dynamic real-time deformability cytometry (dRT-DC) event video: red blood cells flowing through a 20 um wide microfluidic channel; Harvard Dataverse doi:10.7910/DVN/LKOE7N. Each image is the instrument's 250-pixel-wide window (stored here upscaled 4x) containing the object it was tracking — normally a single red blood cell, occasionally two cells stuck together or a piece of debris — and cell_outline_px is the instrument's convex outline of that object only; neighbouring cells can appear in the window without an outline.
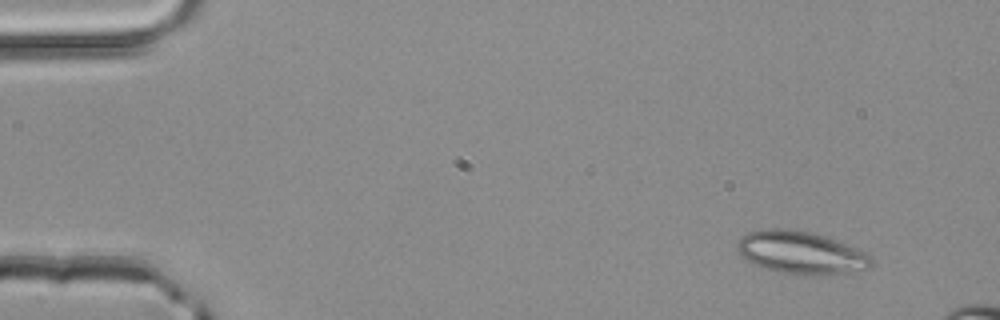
{"species": "common noctule bat (a hibernating species)", "species_latin": "Nyctalus noctula", "temperature_condition": "room temperature", "stored_images_in_passage": 3, "camera_frame_rate_fps": 3000, "um_per_image_px": 0.085, "animal": {"sex": "male", "body_mass_g": 20.4}, "frame": {"image": 1, "passage_image": 1, "time_ms": 0.0, "image_size_px": [1000, 320], "cell_outline_px": [[872, 264], [868, 268], [848, 272], [812, 276], [780, 272], [744, 260], [740, 256], [736, 248], [736, 244], [740, 236], [748, 232], [776, 228], [780, 228], [812, 232], [824, 236], [868, 252], [872, 256]], "centroid_in_image_um": [68.07, 21.47], "position_along_channel_um": 16.9, "area_um2": 33.29}}